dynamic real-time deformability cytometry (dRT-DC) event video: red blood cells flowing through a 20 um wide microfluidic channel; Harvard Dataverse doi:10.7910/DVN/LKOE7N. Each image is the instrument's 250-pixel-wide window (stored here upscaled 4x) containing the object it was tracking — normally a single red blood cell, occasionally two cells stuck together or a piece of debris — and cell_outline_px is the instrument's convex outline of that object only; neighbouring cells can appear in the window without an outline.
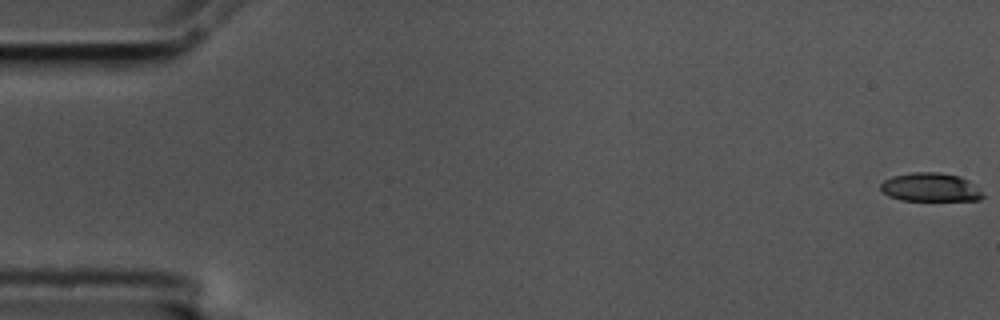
{"species": "common noctule bat (a hibernating species)", "species_latin": "Nyctalus noctula", "temperature_condition": "cold", "stored_images_in_passage": 57, "camera_frame_rate_fps": 3000, "um_per_image_px": 0.085, "animal": {"sex": "male", "body_mass_g": 17.5, "forearm_length_mm": 52.3}, "frame": {"image": 1, "passage_image": 1, "time_ms": 0.0, "image_size_px": [1000, 320], "cell_outline_px": [[984, 196], [980, 200], [900, 200], [888, 196], [880, 188], [880, 184], [884, 180], [892, 176], [912, 172], [940, 172], [960, 176], [968, 180]], "centroid_in_image_um": [79.04, 15.91], "position_along_channel_um": 6.0, "area_um2": 16.94}}
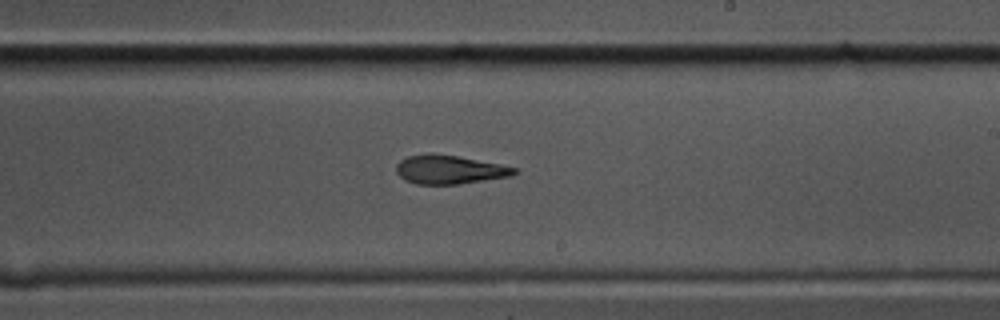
{"frame": {"image": 2, "passage_image": 34, "time_ms": 11.0, "image_size_px": [1000, 320], "cell_outline_px": [[520, 172], [512, 176], [456, 184], [416, 184], [404, 180], [396, 172], [396, 164], [400, 160], [408, 156], [432, 152], [456, 156], [500, 164], [520, 168]], "centroid_in_image_um": [38.22, 14.41], "position_along_channel_um": 250.8, "area_um2": 19.94}}
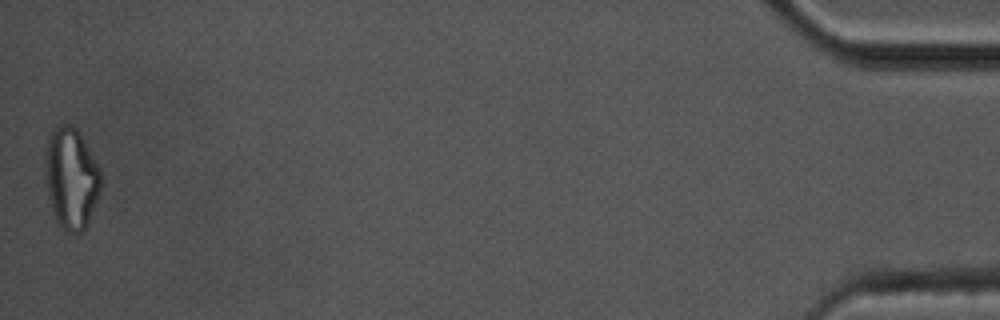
{"frame": {"image": 3, "passage_image": 57, "time_ms": 18.667, "image_size_px": [1000, 320], "cell_outline_px": [[100, 188], [88, 224], [80, 232], [64, 232], [56, 224], [52, 212], [48, 196], [44, 168], [44, 156], [48, 136], [52, 128], [60, 124], [72, 124], [76, 128], [100, 168]], "centroid_in_image_um": [6.0, 15.15], "position_along_channel_um": 429.2, "area_um2": 33.12}, "authors_computed_cell_mechanics": {"area_um2": 20.1144, "velocity_mm_per_s": 3.5774, "shape_relaxation_time_tau1_ms": 6.9803, "shape_relaxation_time_tau2_ms": 4.154, "deformation_change_tau1": 0.2054, "deformation_change_tau2": 0.1325}}